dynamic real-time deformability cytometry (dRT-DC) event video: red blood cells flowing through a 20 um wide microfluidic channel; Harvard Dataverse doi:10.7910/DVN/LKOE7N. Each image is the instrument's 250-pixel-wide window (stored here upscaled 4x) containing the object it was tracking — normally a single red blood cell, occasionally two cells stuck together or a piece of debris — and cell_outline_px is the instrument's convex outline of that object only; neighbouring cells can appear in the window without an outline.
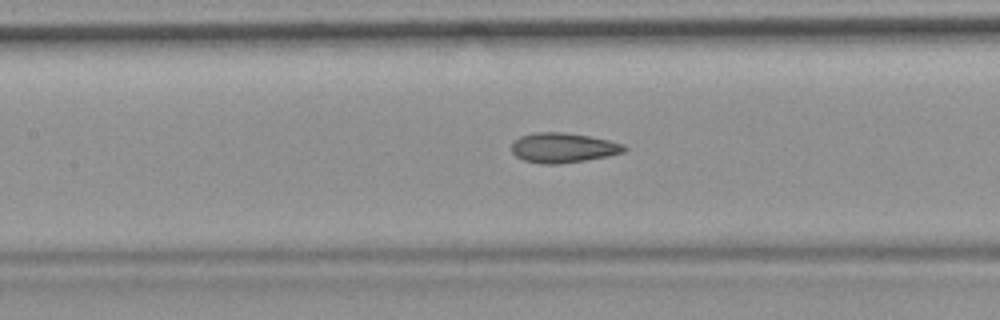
{"species": "common noctule bat (a hibernating species)", "species_latin": "Nyctalus noctula", "temperature_condition": "room temperature", "stored_images_in_passage": 38, "camera_frame_rate_fps": 3000, "um_per_image_px": 0.085, "animal": {"sex": "female", "body_mass_g": 19.9}, "frame": {"image": 1, "passage_image": 12, "time_ms": 3.667, "image_size_px": [1000, 320], "cell_outline_px": [[628, 148], [624, 152], [608, 156], [560, 164], [540, 164], [524, 160], [516, 156], [512, 152], [512, 144], [520, 136], [536, 132], [564, 132], [588, 136], [608, 140], [624, 144]], "centroid_in_image_um": [47.87, 12.56], "position_along_channel_um": 159.5, "area_um2": 19.54}, "authors_computed_cell_mechanics": {"area_um2": 19.5364, "velocity_mm_per_s": 3.7145, "shape_relaxation_time_tau1_ms": null, "shape_relaxation_time_tau2_ms": 1.7875, "deformation_change_tau1": null, "deformation_change_tau2": 0.0937}}